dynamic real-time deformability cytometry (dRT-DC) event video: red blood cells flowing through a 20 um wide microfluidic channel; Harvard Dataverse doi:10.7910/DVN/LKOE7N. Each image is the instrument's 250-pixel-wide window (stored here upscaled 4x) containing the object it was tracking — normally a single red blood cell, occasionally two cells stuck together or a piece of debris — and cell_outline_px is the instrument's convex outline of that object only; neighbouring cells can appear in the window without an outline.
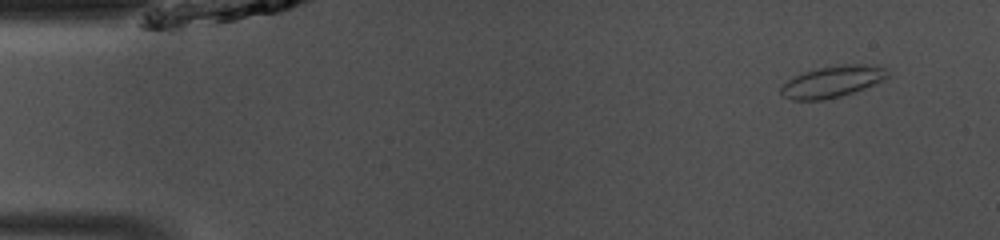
{"species": "common noctule bat (a hibernating species)", "species_latin": "Nyctalus noctula", "temperature_condition": "room temperature", "stored_images_in_passage": 45, "camera_frame_rate_fps": 3000, "um_per_image_px": 0.085, "animal": {"sex": "male", "body_mass_g": 13.0, "forearm_length_mm": 53.1}, "frame": {"image": 1, "passage_image": 1, "time_ms": 0.0, "image_size_px": [1000, 240], "cell_outline_px": [[888, 76], [884, 80], [864, 88], [840, 96], [824, 100], [792, 100], [784, 96], [780, 92], [780, 88], [792, 76], [804, 72], [820, 68], [844, 64], [872, 64], [884, 68]], "centroid_in_image_um": [70.73, 6.94], "position_along_channel_um": 14.3, "area_um2": 19.36}}
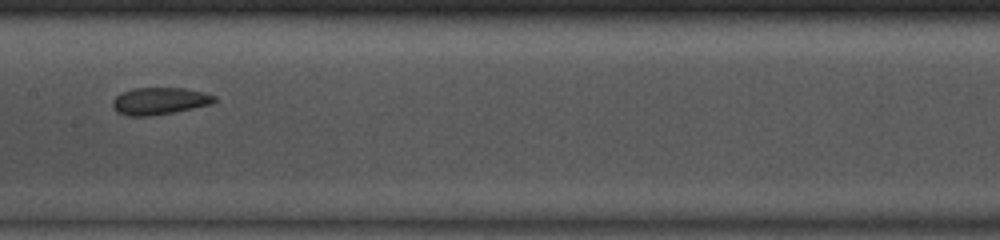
{"frame": {"image": 2, "passage_image": 21, "time_ms": 6.667, "image_size_px": [1000, 240], "cell_outline_px": [[216, 100], [212, 104], [172, 112], [148, 116], [128, 116], [116, 112], [112, 108], [112, 100], [116, 96], [132, 88], [184, 88], [204, 92], [216, 96]], "centroid_in_image_um": [13.54, 8.58], "position_along_channel_um": 193.9, "area_um2": 16.07}}
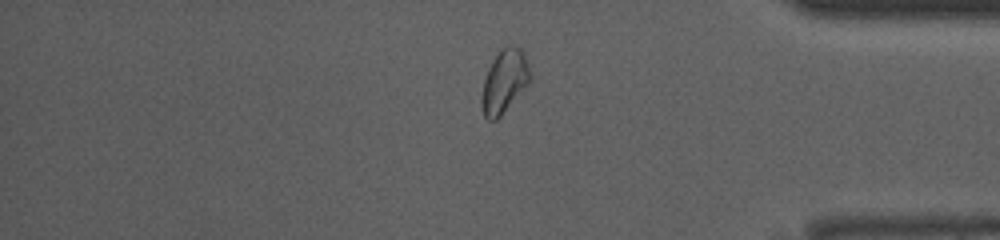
{"frame": {"image": 3, "passage_image": 37, "time_ms": 12.0, "image_size_px": [1000, 240], "cell_outline_px": [[532, 80], [500, 116], [496, 120], [488, 120], [484, 116], [480, 104], [480, 96], [484, 80], [488, 68], [496, 52], [500, 48], [508, 44], [512, 44], [520, 48], [524, 52], [532, 76]], "centroid_in_image_um": [42.86, 6.88], "position_along_channel_um": 392.3, "area_um2": 18.26}, "authors_computed_cell_mechanics": {"area_um2": 17.051, "velocity_mm_per_s": 4.1322, "shape_relaxation_time_tau1_ms": 9.2993, "shape_relaxation_time_tau2_ms": 2.2834, "deformation_change_tau1": 0.1363, "deformation_change_tau2": 0.0593}}